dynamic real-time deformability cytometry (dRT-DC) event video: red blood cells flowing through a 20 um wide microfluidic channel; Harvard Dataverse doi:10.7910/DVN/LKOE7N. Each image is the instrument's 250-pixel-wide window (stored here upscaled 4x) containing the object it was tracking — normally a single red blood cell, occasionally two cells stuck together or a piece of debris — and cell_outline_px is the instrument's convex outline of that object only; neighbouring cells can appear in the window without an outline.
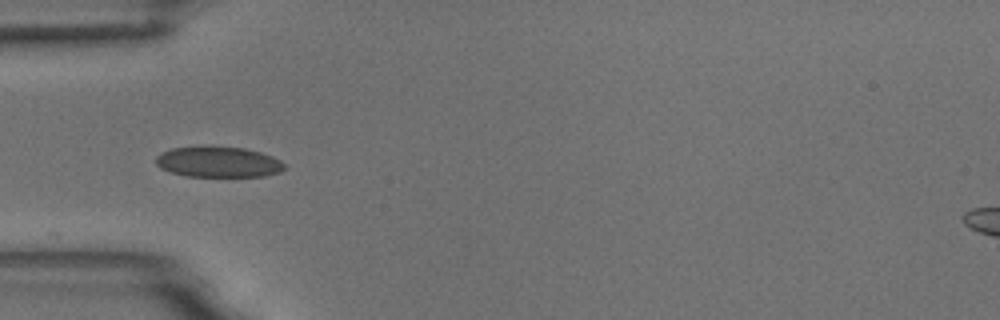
{"species": "common noctule bat (a hibernating species)", "species_latin": "Nyctalus noctula", "temperature_condition": "room temperature", "stored_images_in_passage": 39, "camera_frame_rate_fps": 3000, "um_per_image_px": 0.085, "animal": {"sex": "male", "body_mass_g": 18.8}, "frame": {"image": 1, "passage_image": 1, "time_ms": 0.0, "image_size_px": [1000, 320], "cell_outline_px": [[288, 168], [280, 172], [264, 176], [184, 176], [160, 168], [156, 164], [156, 156], [160, 152], [172, 148], [208, 144], [212, 144], [244, 148], [260, 152], [272, 156], [280, 160]], "centroid_in_image_um": [18.54, 13.73], "position_along_channel_um": 66.5, "area_um2": 23.64}}
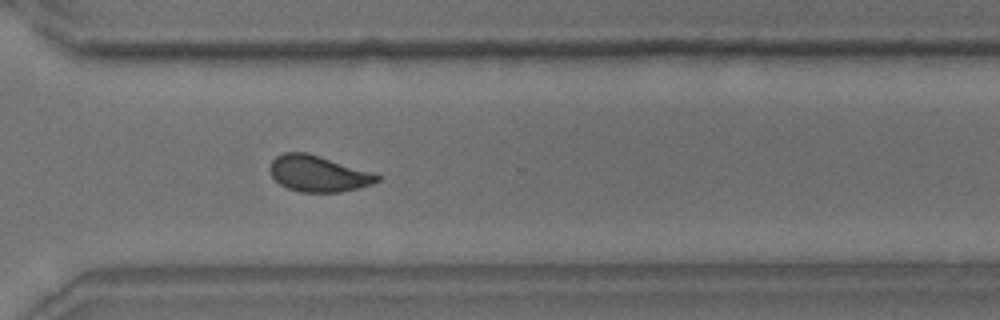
{"frame": {"image": 2, "passage_image": 24, "time_ms": 7.667, "image_size_px": [1000, 320], "cell_outline_px": [[380, 180], [372, 184], [360, 188], [340, 192], [300, 192], [288, 188], [280, 184], [272, 176], [268, 168], [272, 160], [276, 156], [284, 152], [304, 152], [376, 172], [380, 176]], "centroid_in_image_um": [27.08, 14.76], "position_along_channel_um": 343.5, "area_um2": 22.72}}
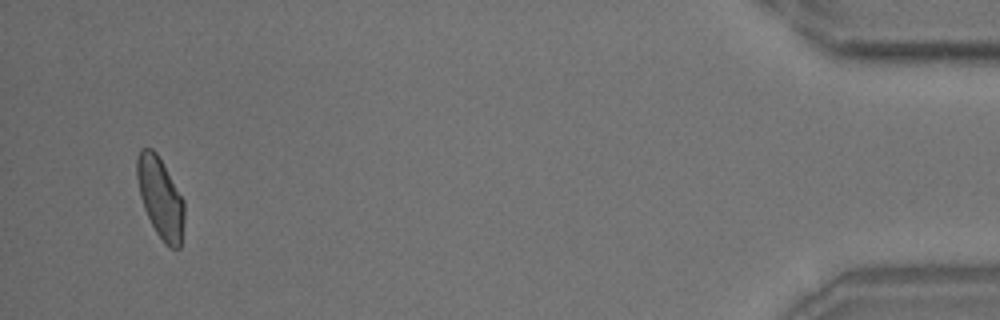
{"frame": {"image": 3, "passage_image": 37, "time_ms": 12.0, "image_size_px": [1000, 320], "cell_outline_px": [[184, 220], [180, 248], [172, 248], [164, 244], [156, 232], [144, 208], [140, 196], [136, 176], [136, 160], [140, 148], [152, 148], [156, 152], [184, 200]], "centroid_in_image_um": [13.62, 16.8], "position_along_channel_um": 421.6, "area_um2": 22.14}, "authors_computed_cell_mechanics": {"area_um2": 22.7154, "velocity_mm_per_s": 3.6134, "shape_relaxation_time_tau1_ms": 6.4462, "shape_relaxation_time_tau2_ms": 0.9709, "deformation_change_tau1": 0.1106, "deformation_change_tau2": 0.0469}}